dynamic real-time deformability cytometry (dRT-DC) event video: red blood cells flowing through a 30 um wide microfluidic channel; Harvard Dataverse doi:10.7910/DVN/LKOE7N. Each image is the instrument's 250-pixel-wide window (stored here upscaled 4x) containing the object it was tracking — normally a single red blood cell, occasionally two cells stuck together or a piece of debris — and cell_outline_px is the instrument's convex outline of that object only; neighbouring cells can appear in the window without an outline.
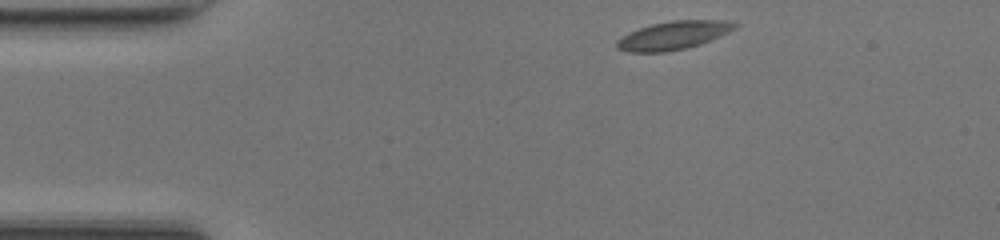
{"species": "common noctule bat (a hibernating species)", "species_latin": "Nyctalus noctula", "temperature_condition": "room temperature", "stored_images_in_passage": 42, "camera_frame_rate_fps": 3000, "um_per_image_px": 0.085, "animal": {"sex": "female", "body_mass_g": 17.0, "forearm_length_mm": 48.0}, "frame": {"image": 1, "passage_image": 1, "time_ms": 0.0, "image_size_px": [1000, 240], "cell_outline_px": [[740, 24], [736, 28], [728, 32], [700, 44], [688, 48], [668, 52], [624, 52], [616, 48], [616, 40], [628, 32], [652, 24], [672, 20], [724, 20]], "centroid_in_image_um": [57.2, 3.01], "position_along_channel_um": 27.8, "area_um2": 19.59}}
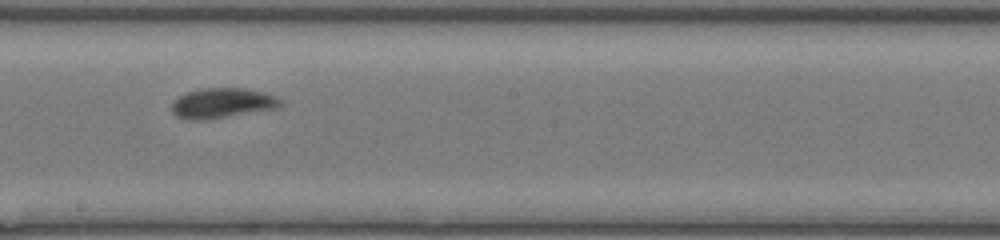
{"frame": {"image": 2, "passage_image": 20, "time_ms": 6.333, "image_size_px": [1000, 240], "cell_outline_px": [[284, 104], [276, 108], [228, 116], [200, 120], [188, 120], [176, 116], [172, 112], [172, 100], [188, 92], [200, 88], [244, 88], [264, 92], [276, 96], [284, 100]], "centroid_in_image_um": [18.9, 8.75], "position_along_channel_um": 229.3, "area_um2": 19.07}}
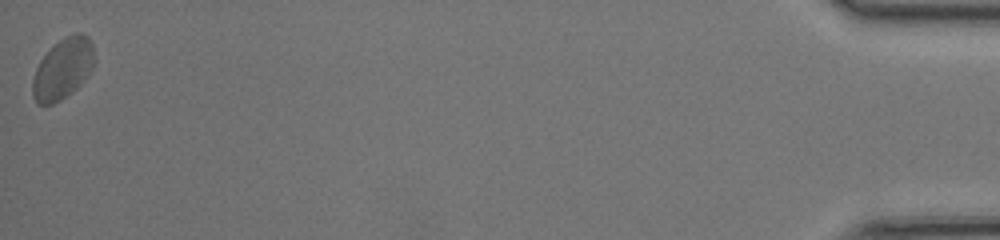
{"frame": {"image": 3, "passage_image": 42, "time_ms": 13.667, "image_size_px": [1000, 240], "cell_outline_px": [[92, 68], [84, 80], [72, 92], [60, 100], [52, 104], [36, 104], [32, 96], [32, 80], [36, 68], [40, 60], [64, 36], [76, 32], [84, 32], [88, 36], [92, 44]], "centroid_in_image_um": [5.32, 5.85], "position_along_channel_um": 429.9, "area_um2": 21.62}, "authors_computed_cell_mechanics": {"area_um2": 19.1896, "velocity_mm_per_s": 4.1654, "shape_relaxation_time_tau1_ms": 2.6382, "shape_relaxation_time_tau2_ms": 1.6065, "deformation_change_tau1": 0.09, "deformation_change_tau2": 0.0558}}